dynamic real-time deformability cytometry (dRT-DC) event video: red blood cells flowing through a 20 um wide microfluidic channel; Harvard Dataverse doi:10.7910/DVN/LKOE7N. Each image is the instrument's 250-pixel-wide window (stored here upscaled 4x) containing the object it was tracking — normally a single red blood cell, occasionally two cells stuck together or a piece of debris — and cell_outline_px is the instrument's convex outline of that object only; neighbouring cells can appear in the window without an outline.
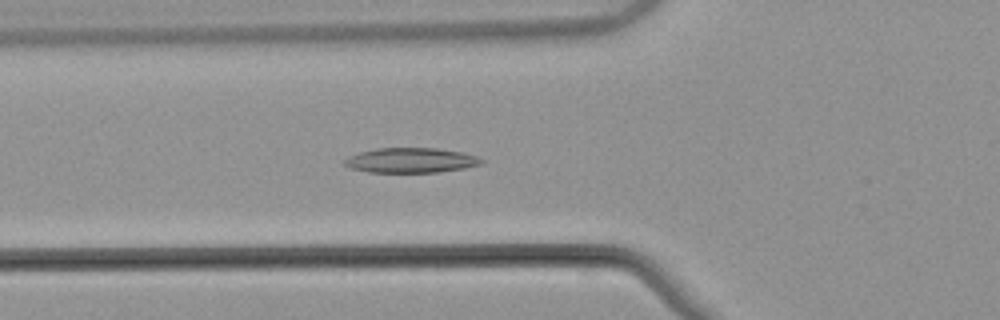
{"species": "common noctule bat (a hibernating species)", "species_latin": "Nyctalus noctula", "temperature_condition": "warm", "stored_images_in_passage": 31, "camera_frame_rate_fps": 3000, "um_per_image_px": 0.085, "animal": {"sex": "male", "body_mass_g": 21.5, "forearm_length_mm": 52.0}, "frame": {"image": 1, "passage_image": 2, "time_ms": 0.333, "image_size_px": [1000, 320], "cell_outline_px": [[484, 160], [480, 164], [464, 168], [440, 172], [368, 172], [348, 168], [344, 164], [344, 160], [348, 156], [360, 152], [376, 148], [436, 148], [464, 152], [476, 156]], "centroid_in_image_um": [34.9, 13.62], "position_along_channel_um": 90.9, "area_um2": 19.94}}
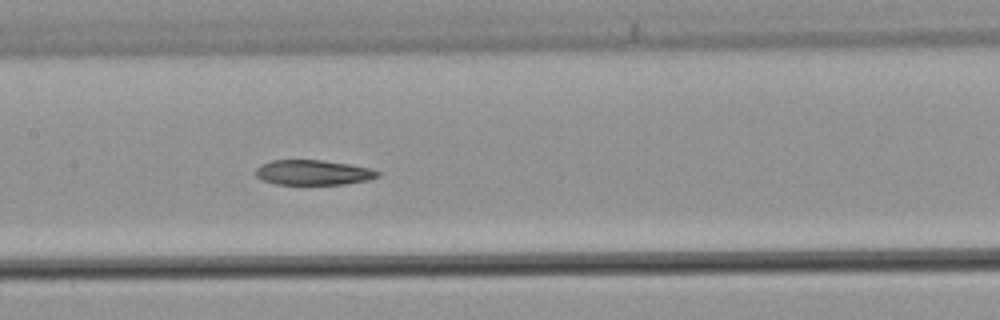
{"frame": {"image": 2, "passage_image": 9, "time_ms": 2.667, "image_size_px": [1000, 320], "cell_outline_px": [[380, 176], [368, 180], [344, 184], [276, 184], [264, 180], [256, 176], [256, 168], [260, 164], [272, 160], [324, 160], [348, 164], [368, 168], [380, 172]], "centroid_in_image_um": [26.61, 14.66], "position_along_channel_um": 180.8, "area_um2": 17.69}}
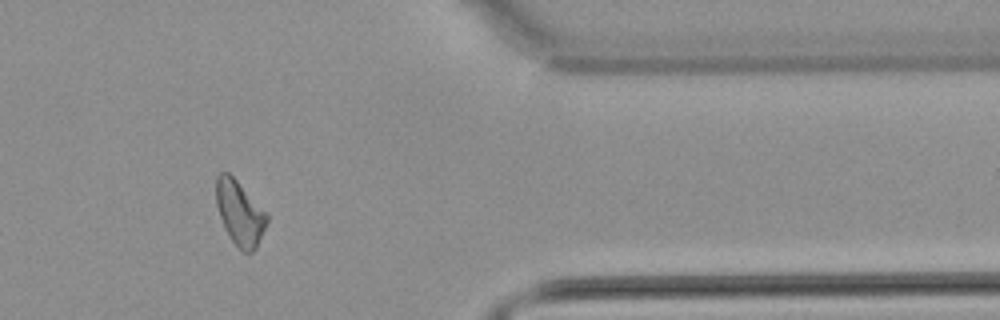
{"frame": {"image": 3, "passage_image": 27, "time_ms": 8.667, "image_size_px": [1000, 320], "cell_outline_px": [[268, 220], [256, 248], [252, 252], [244, 252], [232, 240], [224, 228], [216, 204], [216, 176], [220, 172], [228, 172], [268, 212]], "centroid_in_image_um": [20.38, 18.08], "position_along_channel_um": 391.0, "area_um2": 18.96}}